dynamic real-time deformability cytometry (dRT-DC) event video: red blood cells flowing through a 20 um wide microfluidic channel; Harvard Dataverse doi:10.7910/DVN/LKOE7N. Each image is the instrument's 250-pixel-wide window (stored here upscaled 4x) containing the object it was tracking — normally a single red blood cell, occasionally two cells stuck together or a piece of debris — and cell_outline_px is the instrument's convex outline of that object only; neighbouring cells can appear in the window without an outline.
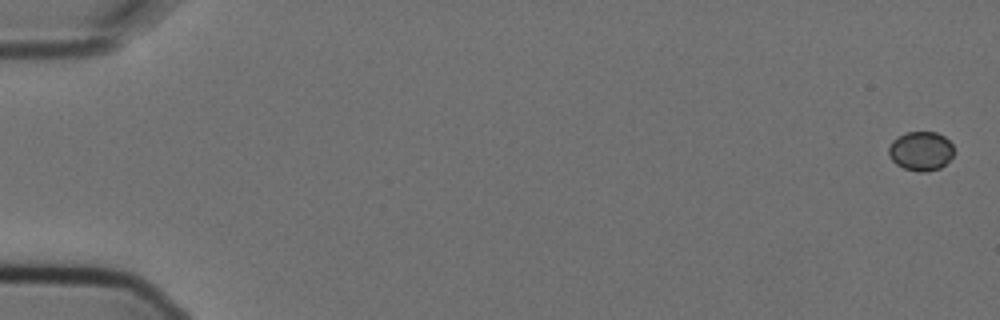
{"species": "Egyptian fruit bat (a non-hibernating species)", "species_latin": "Rousettus aegyptiacus", "temperature_condition": "cold", "stored_images_in_passage": 7, "camera_frame_rate_fps": 3000, "um_per_image_px": 0.085, "animal": {"sex": "female"}, "frame": {"image": 1, "passage_image": 1, "time_ms": 0.0, "image_size_px": [1000, 320], "cell_outline_px": [[956, 152], [940, 168], [924, 172], [920, 172], [904, 168], [896, 164], [888, 156], [888, 148], [892, 140], [908, 132], [936, 132], [944, 136], [952, 144]], "centroid_in_image_um": [78.28, 12.84], "position_along_channel_um": 6.7, "area_um2": 14.91}}
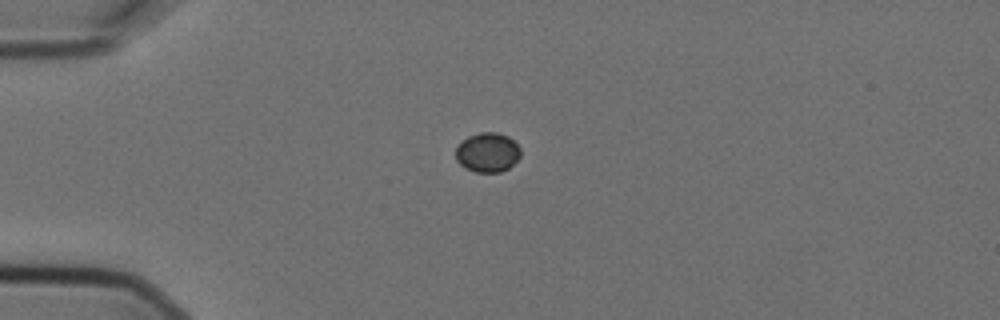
{"frame": {"image": 2, "passage_image": 5, "time_ms": 1.333, "image_size_px": [1000, 320], "cell_outline_px": [[520, 156], [508, 168], [500, 172], [476, 172], [464, 168], [456, 160], [456, 148], [468, 136], [480, 132], [496, 132], [508, 136], [520, 148]], "centroid_in_image_um": [41.43, 12.96], "position_along_channel_um": 43.6, "area_um2": 14.8}}
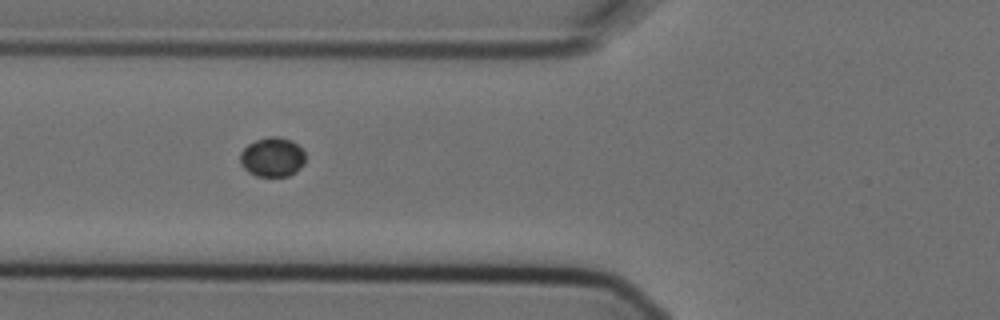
{"frame": {"image": 3, "passage_image": 7, "time_ms": 2.0, "image_size_px": [1000, 320], "cell_outline_px": [[304, 164], [296, 172], [288, 176], [256, 176], [248, 172], [240, 164], [240, 152], [248, 144], [256, 140], [268, 136], [276, 136], [292, 140], [304, 152]], "centroid_in_image_um": [23.13, 13.35], "position_along_channel_um": 102.7, "area_um2": 15.03}}